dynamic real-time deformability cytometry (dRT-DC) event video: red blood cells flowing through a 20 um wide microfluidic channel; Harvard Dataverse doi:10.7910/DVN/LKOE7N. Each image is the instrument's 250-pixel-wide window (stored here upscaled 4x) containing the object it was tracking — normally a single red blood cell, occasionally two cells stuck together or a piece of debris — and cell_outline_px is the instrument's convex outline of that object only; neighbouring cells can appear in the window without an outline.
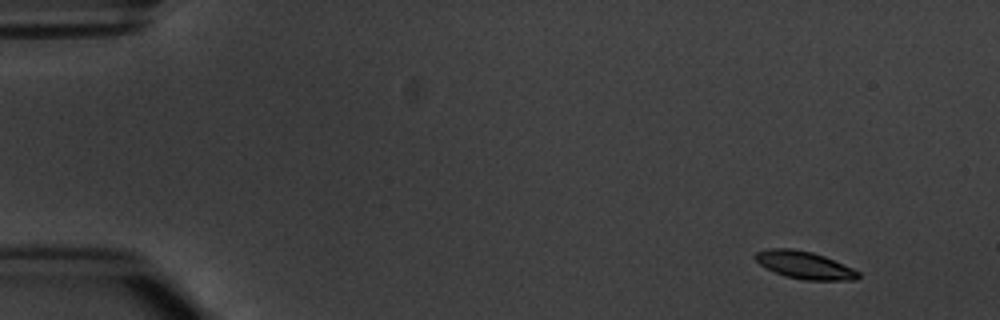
{"species": "common noctule bat (a hibernating species)", "species_latin": "Nyctalus noctula", "temperature_condition": "warm", "stored_images_in_passage": 6, "camera_frame_rate_fps": 3000, "um_per_image_px": 0.085, "animal": {"sex": "male", "body_mass_g": 20.1, "forearm_length_mm": 53.5}, "frame": {"image": 1, "passage_image": 1, "time_ms": 0.0, "image_size_px": [1000, 320], "cell_outline_px": [[860, 276], [856, 280], [804, 280], [784, 276], [760, 264], [752, 256], [756, 252], [768, 248], [792, 248], [812, 252], [824, 256], [852, 268], [860, 272]], "centroid_in_image_um": [68.37, 22.52], "position_along_channel_um": 16.6, "area_um2": 16.47}}